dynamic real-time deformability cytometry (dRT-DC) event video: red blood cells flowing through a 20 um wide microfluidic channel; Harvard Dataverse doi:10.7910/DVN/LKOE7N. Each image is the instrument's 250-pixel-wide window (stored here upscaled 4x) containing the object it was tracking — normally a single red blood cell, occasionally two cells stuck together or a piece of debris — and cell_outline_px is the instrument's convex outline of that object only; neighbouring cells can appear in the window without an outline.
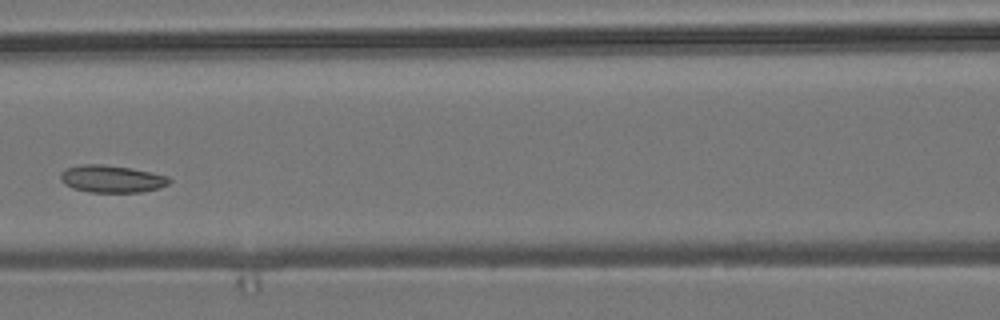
{"species": "common noctule bat (a hibernating species)", "species_latin": "Nyctalus noctula", "temperature_condition": "room temperature", "stored_images_in_passage": 6, "camera_frame_rate_fps": 3000, "um_per_image_px": 0.085, "animal": {"sex": "male", "body_mass_g": 19.2, "forearm_length_mm": 51.8}, "frame": {"image": 1, "passage_image": 6, "time_ms": 6.333, "image_size_px": [1000, 320], "cell_outline_px": [[172, 180], [168, 184], [160, 188], [140, 192], [92, 192], [72, 188], [64, 184], [60, 180], [60, 172], [68, 168], [80, 164], [100, 164], [132, 168], [168, 176]], "centroid_in_image_um": [9.49, 15.2], "position_along_channel_um": 157.1, "area_um2": 17.34}}